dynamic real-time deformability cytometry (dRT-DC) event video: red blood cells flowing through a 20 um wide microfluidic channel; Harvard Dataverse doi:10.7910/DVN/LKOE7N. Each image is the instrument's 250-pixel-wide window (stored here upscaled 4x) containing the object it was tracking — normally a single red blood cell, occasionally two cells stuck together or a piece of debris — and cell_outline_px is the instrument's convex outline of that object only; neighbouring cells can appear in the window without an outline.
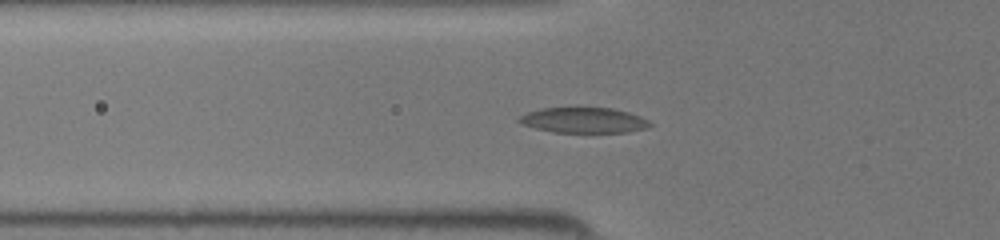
{"species": "common noctule bat (a hibernating species)", "species_latin": "Nyctalus noctula", "temperature_condition": "room temperature", "stored_images_in_passage": 36, "camera_frame_rate_fps": 3000, "um_per_image_px": 0.085, "animal": {"sex": "female", "body_mass_g": 19.5, "forearm_length_mm": 54.1}, "frame": {"image": 1, "passage_image": 11, "time_ms": 3.333, "image_size_px": [1000, 240], "cell_outline_px": [[652, 124], [648, 128], [628, 132], [552, 132], [536, 128], [524, 124], [516, 120], [520, 116], [528, 112], [540, 108], [576, 104], [580, 104], [612, 108], [628, 112], [640, 116], [648, 120]], "centroid_in_image_um": [49.6, 10.16], "position_along_channel_um": 76.2, "area_um2": 20.35}}
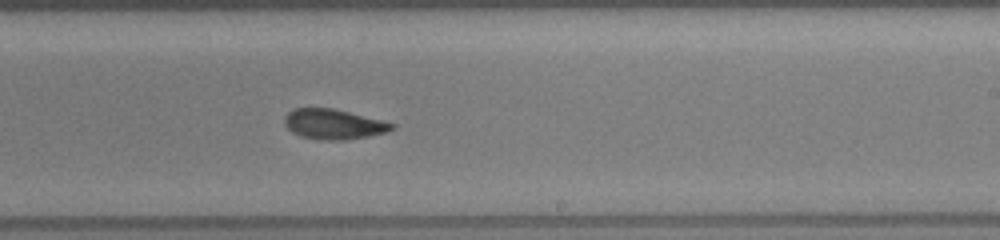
{"frame": {"image": 2, "passage_image": 23, "time_ms": 7.333, "image_size_px": [1000, 240], "cell_outline_px": [[396, 124], [388, 132], [368, 136], [344, 140], [316, 140], [300, 136], [292, 132], [284, 124], [284, 116], [292, 108], [332, 108], [384, 120]], "centroid_in_image_um": [28.34, 10.55], "position_along_channel_um": 260.7, "area_um2": 19.02}}
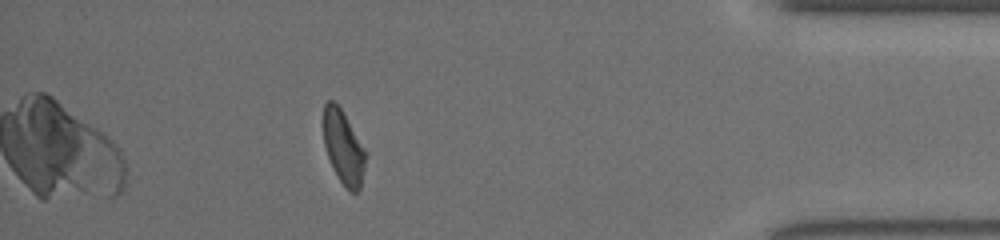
{"frame": {"image": 3, "passage_image": 35, "time_ms": 11.333, "image_size_px": [1000, 240], "cell_outline_px": [[368, 156], [360, 188], [356, 192], [352, 192], [340, 180], [328, 156], [324, 144], [320, 124], [324, 104], [328, 100], [332, 100], [340, 108], [368, 152]], "centroid_in_image_um": [29.18, 12.45], "position_along_channel_um": 406.0, "area_um2": 18.44}}